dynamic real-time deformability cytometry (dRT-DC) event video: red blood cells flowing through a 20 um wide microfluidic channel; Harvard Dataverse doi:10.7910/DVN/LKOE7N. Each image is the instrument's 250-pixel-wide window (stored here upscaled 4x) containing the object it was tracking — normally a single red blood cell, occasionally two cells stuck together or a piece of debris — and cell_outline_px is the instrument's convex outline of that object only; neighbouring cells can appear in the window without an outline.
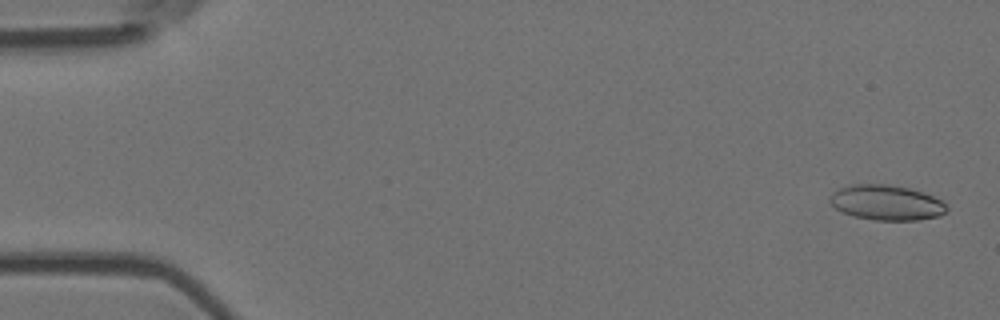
{"species": "Egyptian fruit bat (a non-hibernating species)", "species_latin": "Rousettus aegyptiacus", "temperature_condition": "room temperature", "stored_images_in_passage": 5, "camera_frame_rate_fps": 3000, "um_per_image_px": 0.085, "animal": {"sex": "female"}, "frame": {"image": 1, "passage_image": 1, "time_ms": 0.0, "image_size_px": [1000, 320], "cell_outline_px": [[948, 212], [940, 216], [920, 220], [876, 220], [856, 216], [844, 212], [836, 208], [828, 200], [828, 196], [832, 192], [848, 184], [888, 184], [908, 188], [924, 192], [940, 200], [948, 208]], "centroid_in_image_um": [75.35, 17.21], "position_along_channel_um": 9.6, "area_um2": 23.99}}
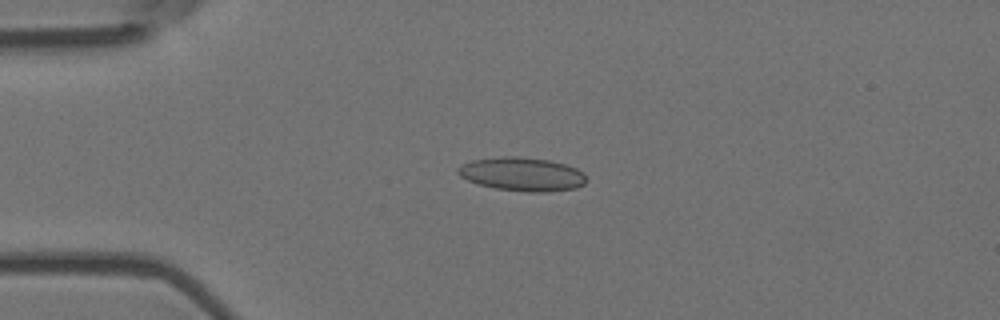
{"frame": {"image": 2, "passage_image": 4, "time_ms": 1.0, "image_size_px": [1000, 320], "cell_outline_px": [[588, 180], [584, 184], [576, 188], [548, 192], [528, 192], [496, 188], [476, 184], [460, 176], [456, 172], [456, 168], [472, 160], [504, 156], [516, 156], [548, 160], [564, 164], [576, 168], [584, 172]], "centroid_in_image_um": [44.4, 14.81], "position_along_channel_um": 40.6, "area_um2": 25.26}}